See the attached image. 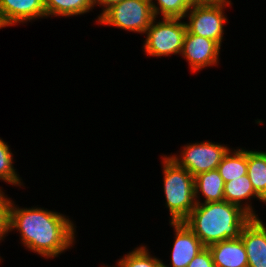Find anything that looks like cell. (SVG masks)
<instances>
[{"mask_svg":"<svg viewBox=\"0 0 266 267\" xmlns=\"http://www.w3.org/2000/svg\"><path fill=\"white\" fill-rule=\"evenodd\" d=\"M8 229H18L26 248L46 258L58 256L74 241V225L64 215L42 208L20 209L12 200Z\"/></svg>","mask_w":266,"mask_h":267,"instance_id":"6da1fadb","label":"cell"},{"mask_svg":"<svg viewBox=\"0 0 266 267\" xmlns=\"http://www.w3.org/2000/svg\"><path fill=\"white\" fill-rule=\"evenodd\" d=\"M252 217L237 205L226 202L200 203L183 221L205 247L214 243L238 239Z\"/></svg>","mask_w":266,"mask_h":267,"instance_id":"7a4b0ae2","label":"cell"},{"mask_svg":"<svg viewBox=\"0 0 266 267\" xmlns=\"http://www.w3.org/2000/svg\"><path fill=\"white\" fill-rule=\"evenodd\" d=\"M164 193L171 221L183 222L196 206L194 177L171 157L163 158Z\"/></svg>","mask_w":266,"mask_h":267,"instance_id":"3957f363","label":"cell"},{"mask_svg":"<svg viewBox=\"0 0 266 267\" xmlns=\"http://www.w3.org/2000/svg\"><path fill=\"white\" fill-rule=\"evenodd\" d=\"M154 19L151 0H122L102 12L97 22L145 33Z\"/></svg>","mask_w":266,"mask_h":267,"instance_id":"277c9868","label":"cell"},{"mask_svg":"<svg viewBox=\"0 0 266 267\" xmlns=\"http://www.w3.org/2000/svg\"><path fill=\"white\" fill-rule=\"evenodd\" d=\"M162 19L156 24L155 18L145 32L144 52L157 57L181 54L187 32L185 22H181V18Z\"/></svg>","mask_w":266,"mask_h":267,"instance_id":"5b68a950","label":"cell"},{"mask_svg":"<svg viewBox=\"0 0 266 267\" xmlns=\"http://www.w3.org/2000/svg\"><path fill=\"white\" fill-rule=\"evenodd\" d=\"M183 148L182 157L171 156V159L185 168L193 177L199 173L217 169L229 150L227 146L208 141L187 145Z\"/></svg>","mask_w":266,"mask_h":267,"instance_id":"8992f818","label":"cell"},{"mask_svg":"<svg viewBox=\"0 0 266 267\" xmlns=\"http://www.w3.org/2000/svg\"><path fill=\"white\" fill-rule=\"evenodd\" d=\"M226 5L221 4H196L189 9V23L186 24L187 32L216 41L220 46L223 38V25L227 21L224 16Z\"/></svg>","mask_w":266,"mask_h":267,"instance_id":"52a82bcc","label":"cell"},{"mask_svg":"<svg viewBox=\"0 0 266 267\" xmlns=\"http://www.w3.org/2000/svg\"><path fill=\"white\" fill-rule=\"evenodd\" d=\"M220 47L214 40L186 32L181 54L195 72L217 64Z\"/></svg>","mask_w":266,"mask_h":267,"instance_id":"ba28073f","label":"cell"},{"mask_svg":"<svg viewBox=\"0 0 266 267\" xmlns=\"http://www.w3.org/2000/svg\"><path fill=\"white\" fill-rule=\"evenodd\" d=\"M175 228L172 249V267H187L192 259L205 248L194 232L184 222H170ZM162 267H168L162 263Z\"/></svg>","mask_w":266,"mask_h":267,"instance_id":"9c48e42d","label":"cell"},{"mask_svg":"<svg viewBox=\"0 0 266 267\" xmlns=\"http://www.w3.org/2000/svg\"><path fill=\"white\" fill-rule=\"evenodd\" d=\"M44 16V0H0V28Z\"/></svg>","mask_w":266,"mask_h":267,"instance_id":"30bf717a","label":"cell"},{"mask_svg":"<svg viewBox=\"0 0 266 267\" xmlns=\"http://www.w3.org/2000/svg\"><path fill=\"white\" fill-rule=\"evenodd\" d=\"M248 267H266V226L261 219L252 218L242 229L241 236Z\"/></svg>","mask_w":266,"mask_h":267,"instance_id":"8fae6325","label":"cell"},{"mask_svg":"<svg viewBox=\"0 0 266 267\" xmlns=\"http://www.w3.org/2000/svg\"><path fill=\"white\" fill-rule=\"evenodd\" d=\"M215 267H248V257L241 238L208 246Z\"/></svg>","mask_w":266,"mask_h":267,"instance_id":"7c38bea8","label":"cell"},{"mask_svg":"<svg viewBox=\"0 0 266 267\" xmlns=\"http://www.w3.org/2000/svg\"><path fill=\"white\" fill-rule=\"evenodd\" d=\"M252 197H256L260 201L264 202V200L254 191L248 175H243L225 183L224 200L243 208L252 218H257L252 206L247 203V205L243 207L241 204L243 200L250 199Z\"/></svg>","mask_w":266,"mask_h":267,"instance_id":"4fadbf2b","label":"cell"},{"mask_svg":"<svg viewBox=\"0 0 266 267\" xmlns=\"http://www.w3.org/2000/svg\"><path fill=\"white\" fill-rule=\"evenodd\" d=\"M195 199L198 192L205 196L204 203L219 202L224 200L225 182L217 169L199 173L194 177Z\"/></svg>","mask_w":266,"mask_h":267,"instance_id":"5bb4252c","label":"cell"},{"mask_svg":"<svg viewBox=\"0 0 266 267\" xmlns=\"http://www.w3.org/2000/svg\"><path fill=\"white\" fill-rule=\"evenodd\" d=\"M248 177L254 191L266 202V152L247 150Z\"/></svg>","mask_w":266,"mask_h":267,"instance_id":"9a60e30c","label":"cell"},{"mask_svg":"<svg viewBox=\"0 0 266 267\" xmlns=\"http://www.w3.org/2000/svg\"><path fill=\"white\" fill-rule=\"evenodd\" d=\"M217 170L225 183L247 175V150L238 149L234 150V152L228 150Z\"/></svg>","mask_w":266,"mask_h":267,"instance_id":"2e32d148","label":"cell"},{"mask_svg":"<svg viewBox=\"0 0 266 267\" xmlns=\"http://www.w3.org/2000/svg\"><path fill=\"white\" fill-rule=\"evenodd\" d=\"M46 16H74L89 12L93 0H44Z\"/></svg>","mask_w":266,"mask_h":267,"instance_id":"e0dca14e","label":"cell"},{"mask_svg":"<svg viewBox=\"0 0 266 267\" xmlns=\"http://www.w3.org/2000/svg\"><path fill=\"white\" fill-rule=\"evenodd\" d=\"M151 0V6L154 16L160 14L163 18H183L188 16L191 4L187 0H156L158 1V6Z\"/></svg>","mask_w":266,"mask_h":267,"instance_id":"ac0fdd59","label":"cell"},{"mask_svg":"<svg viewBox=\"0 0 266 267\" xmlns=\"http://www.w3.org/2000/svg\"><path fill=\"white\" fill-rule=\"evenodd\" d=\"M159 259L150 256L146 246L136 248L118 261L119 267H162Z\"/></svg>","mask_w":266,"mask_h":267,"instance_id":"d6986e66","label":"cell"},{"mask_svg":"<svg viewBox=\"0 0 266 267\" xmlns=\"http://www.w3.org/2000/svg\"><path fill=\"white\" fill-rule=\"evenodd\" d=\"M7 143L0 138V179L14 185H21L18 174L13 167V157Z\"/></svg>","mask_w":266,"mask_h":267,"instance_id":"ffe728a7","label":"cell"},{"mask_svg":"<svg viewBox=\"0 0 266 267\" xmlns=\"http://www.w3.org/2000/svg\"><path fill=\"white\" fill-rule=\"evenodd\" d=\"M10 201L0 190V240L10 232L8 229Z\"/></svg>","mask_w":266,"mask_h":267,"instance_id":"44dd1931","label":"cell"},{"mask_svg":"<svg viewBox=\"0 0 266 267\" xmlns=\"http://www.w3.org/2000/svg\"><path fill=\"white\" fill-rule=\"evenodd\" d=\"M187 267H215L208 247L201 250L188 264Z\"/></svg>","mask_w":266,"mask_h":267,"instance_id":"7402d4cb","label":"cell"},{"mask_svg":"<svg viewBox=\"0 0 266 267\" xmlns=\"http://www.w3.org/2000/svg\"><path fill=\"white\" fill-rule=\"evenodd\" d=\"M122 0H93V5H102V7H105L103 12L108 9L110 6L121 2ZM98 3V4H97Z\"/></svg>","mask_w":266,"mask_h":267,"instance_id":"603a6c76","label":"cell"},{"mask_svg":"<svg viewBox=\"0 0 266 267\" xmlns=\"http://www.w3.org/2000/svg\"><path fill=\"white\" fill-rule=\"evenodd\" d=\"M231 1L229 0H197V4H221V5H230Z\"/></svg>","mask_w":266,"mask_h":267,"instance_id":"cb8c5ba5","label":"cell"},{"mask_svg":"<svg viewBox=\"0 0 266 267\" xmlns=\"http://www.w3.org/2000/svg\"><path fill=\"white\" fill-rule=\"evenodd\" d=\"M191 5H196L197 4V0H187Z\"/></svg>","mask_w":266,"mask_h":267,"instance_id":"d4e9b609","label":"cell"}]
</instances>
